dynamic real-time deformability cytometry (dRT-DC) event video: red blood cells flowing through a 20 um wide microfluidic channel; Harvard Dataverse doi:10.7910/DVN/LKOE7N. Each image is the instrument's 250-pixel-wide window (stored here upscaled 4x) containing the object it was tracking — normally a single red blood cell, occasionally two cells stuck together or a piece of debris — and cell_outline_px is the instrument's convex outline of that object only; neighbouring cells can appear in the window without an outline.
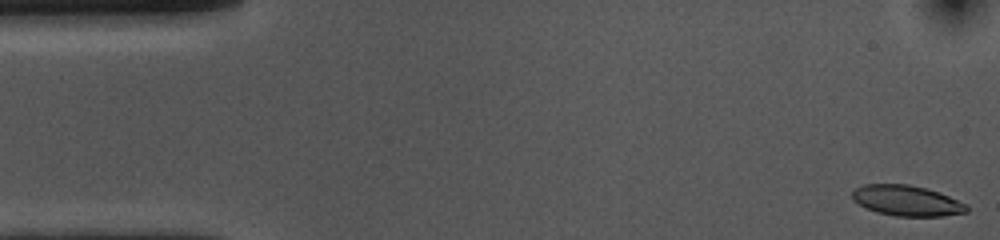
{"species": "common noctule bat (a hibernating species)", "species_latin": "Nyctalus noctula", "temperature_condition": "cold", "stored_images_in_passage": 55, "camera_frame_rate_fps": 3000, "um_per_image_px": 0.085, "animal": {"sex": "female", "body_mass_g": 10.0, "forearm_length_mm": 53.1}, "frame": {"image": 1, "passage_image": 1, "time_ms": 0.0, "image_size_px": [1000, 240], "cell_outline_px": [[968, 212], [944, 216], [896, 216], [876, 212], [852, 200], [852, 192], [856, 188], [864, 184], [908, 184], [928, 188], [968, 204]], "centroid_in_image_um": [77.1, 17.05], "position_along_channel_um": 7.9, "area_um2": 20.4}}
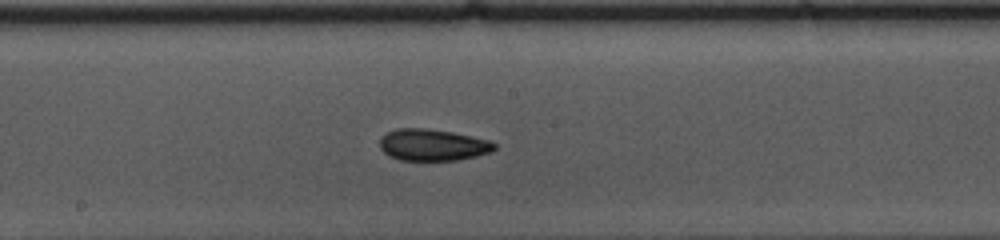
{"frame": {"image": 2, "passage_image": 27, "time_ms": 8.667, "image_size_px": [1000, 240], "cell_outline_px": [[496, 148], [492, 152], [476, 156], [456, 160], [400, 160], [388, 156], [380, 148], [380, 136], [384, 132], [396, 128], [424, 128], [452, 132], [492, 140], [496, 144]], "centroid_in_image_um": [36.77, 12.31], "position_along_channel_um": 211.4, "area_um2": 21.44}}
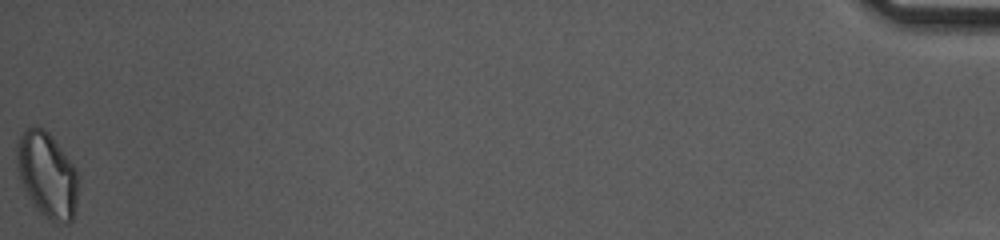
{"frame": {"image": 3, "passage_image": 54, "time_ms": 17.667, "image_size_px": [1000, 240], "cell_outline_px": [[80, 176], [76, 204], [72, 220], [68, 224], [56, 224], [48, 220], [36, 208], [24, 188], [20, 180], [16, 152], [16, 148], [20, 136], [24, 128], [36, 124], [44, 128], [52, 136], [76, 168]], "centroid_in_image_um": [4.04, 14.86], "position_along_channel_um": 431.2, "area_um2": 31.04}}